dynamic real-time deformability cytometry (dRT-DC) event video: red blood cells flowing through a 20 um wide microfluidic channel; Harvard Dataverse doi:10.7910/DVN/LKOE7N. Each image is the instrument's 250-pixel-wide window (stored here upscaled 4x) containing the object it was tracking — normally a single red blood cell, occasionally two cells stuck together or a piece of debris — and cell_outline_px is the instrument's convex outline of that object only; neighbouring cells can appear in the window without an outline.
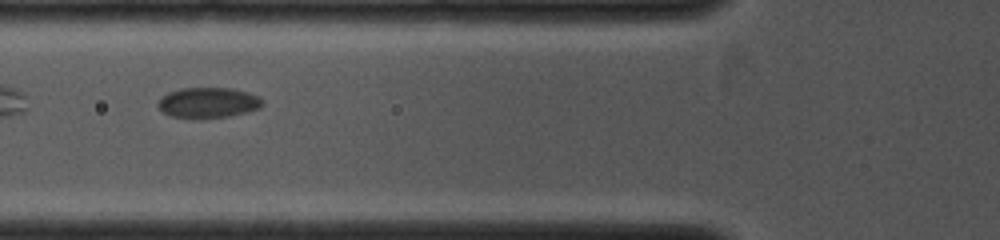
{"species": "common noctule bat (a hibernating species)", "species_latin": "Nyctalus noctula", "temperature_condition": "cold", "stored_images_in_passage": 6, "camera_frame_rate_fps": 4000, "um_per_image_px": 0.085, "animal": {"sex": "female", "body_mass_g": 19.0, "forearm_length_mm": 53.3}, "frame": {"image": 1, "passage_image": 3, "time_ms": 1.0, "image_size_px": [1000, 240], "cell_outline_px": [[264, 104], [260, 108], [228, 116], [196, 120], [192, 120], [172, 116], [164, 112], [156, 104], [168, 92], [180, 88], [228, 88], [260, 96], [264, 100]], "centroid_in_image_um": [17.69, 8.75], "position_along_channel_um": 108.1, "area_um2": 18.67}}
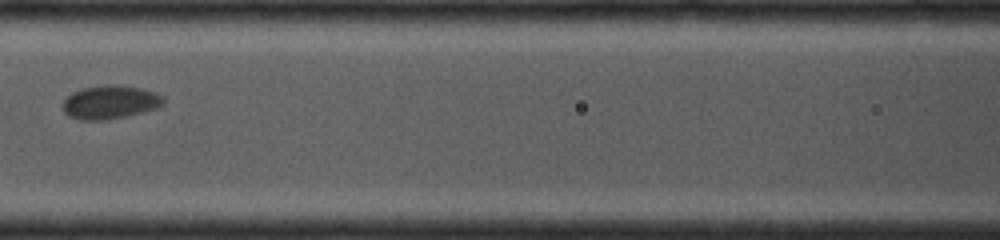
{"frame": {"image": 2, "passage_image": 5, "time_ms": 2.0, "image_size_px": [1000, 240], "cell_outline_px": [[164, 104], [156, 108], [108, 120], [80, 120], [68, 116], [64, 112], [64, 100], [72, 92], [84, 88], [140, 88], [164, 96]], "centroid_in_image_um": [9.34, 8.75], "position_along_channel_um": 157.3, "area_um2": 18.55}}